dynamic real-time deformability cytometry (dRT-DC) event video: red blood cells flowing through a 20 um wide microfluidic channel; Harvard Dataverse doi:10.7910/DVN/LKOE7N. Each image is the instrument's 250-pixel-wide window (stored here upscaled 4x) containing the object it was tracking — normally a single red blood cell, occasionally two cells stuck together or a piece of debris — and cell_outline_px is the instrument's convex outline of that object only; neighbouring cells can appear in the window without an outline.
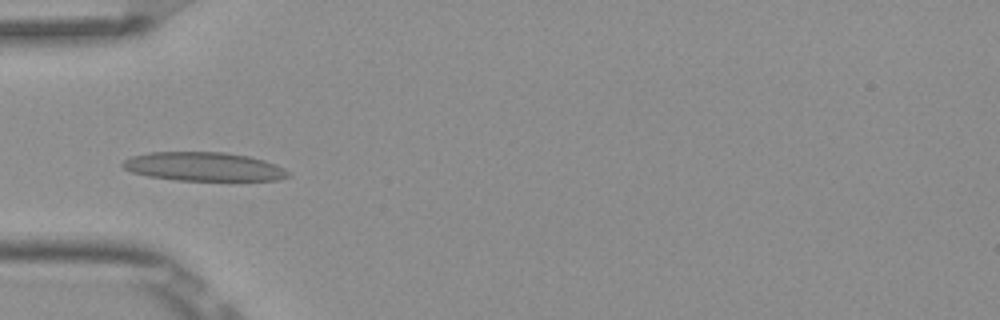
{"species": "Egyptian fruit bat (a non-hibernating species)", "species_latin": "Rousettus aegyptiacus", "temperature_condition": "room temperature", "stored_images_in_passage": 5, "camera_frame_rate_fps": 3000, "um_per_image_px": 0.085, "frame": {"image": 1, "passage_image": 5, "time_ms": 1.333, "image_size_px": [1000, 320], "cell_outline_px": [[288, 176], [280, 180], [176, 180], [148, 176], [132, 172], [124, 168], [120, 164], [124, 160], [132, 156], [148, 152], [224, 152], [248, 156], [264, 160], [276, 164], [284, 168], [288, 172]], "centroid_in_image_um": [17.3, 14.16], "position_along_channel_um": 67.7, "area_um2": 27.69}}